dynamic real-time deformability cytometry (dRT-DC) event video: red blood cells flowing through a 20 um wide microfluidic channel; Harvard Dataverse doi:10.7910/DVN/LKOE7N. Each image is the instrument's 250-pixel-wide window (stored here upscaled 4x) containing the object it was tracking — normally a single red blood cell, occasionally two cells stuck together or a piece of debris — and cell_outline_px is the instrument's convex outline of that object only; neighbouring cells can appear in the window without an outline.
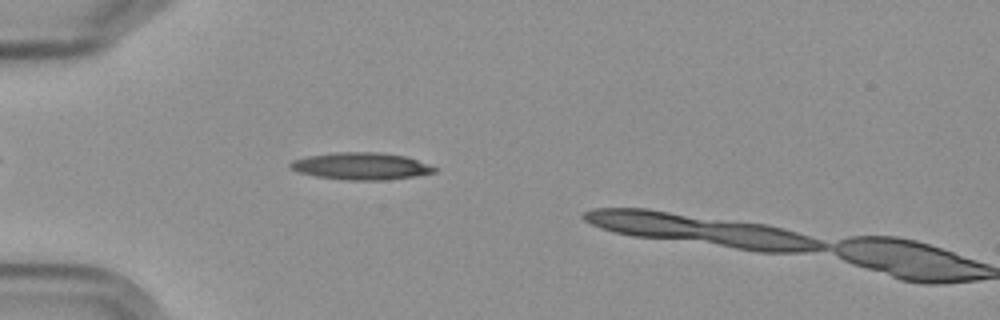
{"species": "Egyptian fruit bat (a non-hibernating species)", "species_latin": "Rousettus aegyptiacus", "temperature_condition": "cold", "stored_images_in_passage": 5, "camera_frame_rate_fps": 3000, "um_per_image_px": 0.085, "frame": {"image": 1, "passage_image": 4, "time_ms": 3.667, "image_size_px": [1000, 320], "cell_outline_px": [[436, 172], [412, 176], [384, 180], [348, 180], [316, 176], [300, 172], [288, 168], [288, 164], [292, 160], [308, 156], [336, 152], [376, 152], [404, 156], [428, 164], [436, 168]], "centroid_in_image_um": [30.64, 14.12], "position_along_channel_um": 54.4, "area_um2": 22.48}}